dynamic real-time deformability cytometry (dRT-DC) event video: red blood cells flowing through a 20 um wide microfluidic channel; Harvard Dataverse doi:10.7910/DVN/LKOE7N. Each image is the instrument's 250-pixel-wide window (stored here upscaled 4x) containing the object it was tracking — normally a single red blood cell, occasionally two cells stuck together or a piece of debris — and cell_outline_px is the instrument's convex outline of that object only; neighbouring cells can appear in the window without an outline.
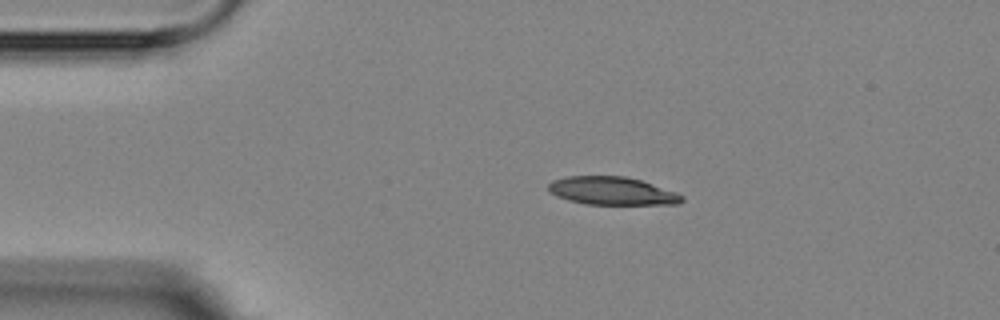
{"species": "Egyptian fruit bat (a non-hibernating species)", "species_latin": "Rousettus aegyptiacus", "temperature_condition": "room temperature", "stored_images_in_passage": 5, "camera_frame_rate_fps": 3000, "um_per_image_px": 0.085, "animal": {"sex": "female"}, "frame": {"image": 1, "passage_image": 2, "time_ms": 2.0, "image_size_px": [1000, 320], "cell_outline_px": [[684, 200], [680, 204], [584, 204], [568, 200], [556, 196], [548, 192], [548, 184], [552, 180], [568, 176], [624, 176], [640, 180], [676, 192], [684, 196]], "centroid_in_image_um": [52.0, 16.23], "position_along_channel_um": 33.0, "area_um2": 21.85}}
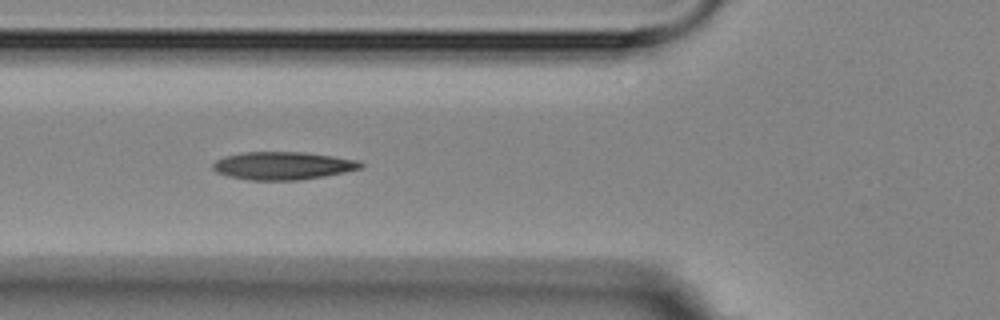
{"frame": {"image": 2, "passage_image": 4, "time_ms": 5.0, "image_size_px": [1000, 320], "cell_outline_px": [[364, 168], [324, 176], [296, 180], [248, 180], [228, 176], [216, 172], [212, 168], [212, 164], [216, 160], [224, 156], [240, 152], [304, 152], [360, 160], [364, 164]], "centroid_in_image_um": [24.04, 14.08], "position_along_channel_um": 101.8, "area_um2": 24.16}}
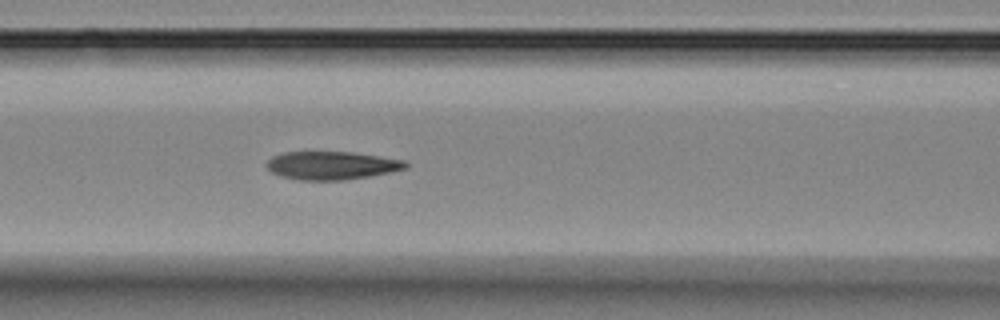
{"frame": {"image": 3, "passage_image": 5, "time_ms": 6.0, "image_size_px": [1000, 320], "cell_outline_px": [[408, 168], [368, 176], [344, 180], [300, 180], [280, 176], [272, 172], [264, 164], [272, 156], [284, 152], [352, 152], [404, 160], [408, 164]], "centroid_in_image_um": [28.16, 14.06], "position_along_channel_um": 138.4, "area_um2": 22.72}}